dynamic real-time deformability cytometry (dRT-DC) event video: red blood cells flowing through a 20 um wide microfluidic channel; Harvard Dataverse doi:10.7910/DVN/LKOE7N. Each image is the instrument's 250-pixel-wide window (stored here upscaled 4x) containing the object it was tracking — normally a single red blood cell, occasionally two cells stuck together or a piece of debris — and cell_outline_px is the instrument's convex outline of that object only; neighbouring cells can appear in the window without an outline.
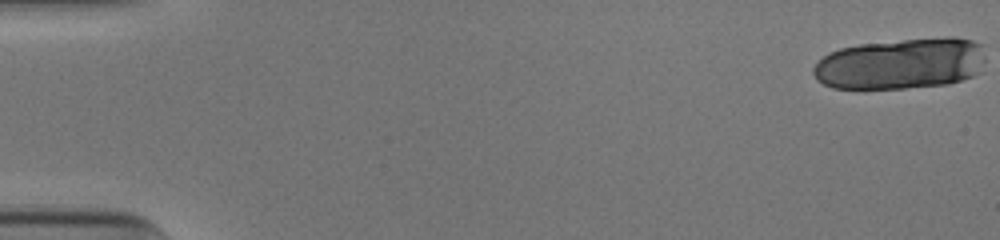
{"species": "human", "species_latin": "Homo sapiens", "temperature_condition": "cold", "stored_images_in_passage": 14, "camera_frame_rate_fps": 3000, "um_per_image_px": 0.085, "donor": {"sex": "male"}, "frame": {"image": 1, "passage_image": 1, "time_ms": 0.0, "image_size_px": [1000, 240], "cell_outline_px": [[984, 60], [980, 72], [972, 76], [948, 84], [904, 88], [832, 88], [816, 80], [812, 72], [812, 68], [828, 52], [840, 48], [860, 44], [948, 36], [956, 36], [972, 40], [984, 44]], "centroid_in_image_um": [76.61, 5.4], "position_along_channel_um": 8.4, "area_um2": 51.62}}